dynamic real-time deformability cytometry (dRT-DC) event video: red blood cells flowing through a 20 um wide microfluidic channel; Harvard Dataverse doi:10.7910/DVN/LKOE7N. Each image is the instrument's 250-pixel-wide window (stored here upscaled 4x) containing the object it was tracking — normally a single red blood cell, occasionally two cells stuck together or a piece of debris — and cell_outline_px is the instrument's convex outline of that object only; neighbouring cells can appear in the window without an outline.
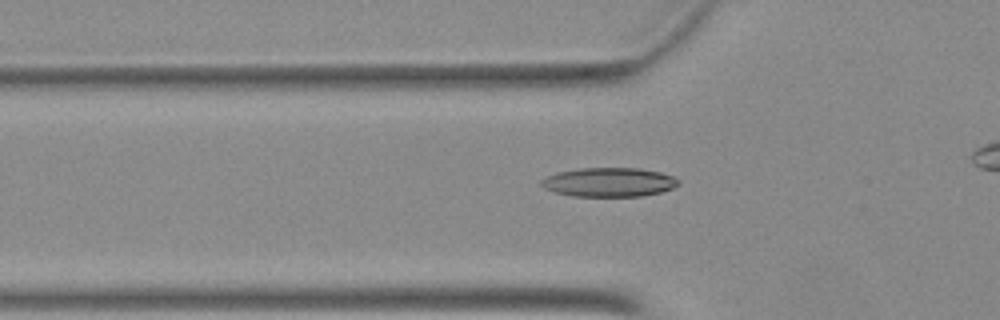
{"species": "Egyptian fruit bat (a non-hibernating species)", "species_latin": "Rousettus aegyptiacus", "temperature_condition": "warm", "stored_images_in_passage": 42, "camera_frame_rate_fps": 3000, "um_per_image_px": 0.085, "animal": {"sex": "female"}, "frame": {"image": 1, "passage_image": 17, "time_ms": 5.333, "image_size_px": [1000, 320], "cell_outline_px": [[680, 184], [672, 188], [660, 192], [644, 196], [572, 196], [556, 192], [544, 188], [540, 184], [540, 180], [556, 172], [580, 168], [640, 168], [660, 172], [672, 176], [680, 180]], "centroid_in_image_um": [51.77, 15.48], "position_along_channel_um": 74.0, "area_um2": 23.29}}
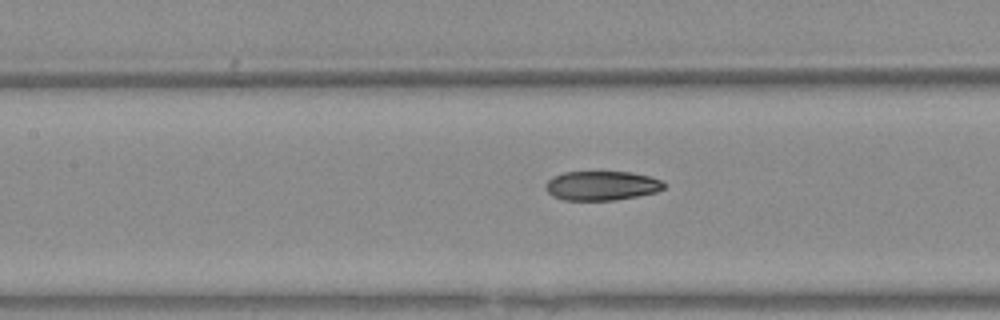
{"frame": {"image": 2, "passage_image": 23, "time_ms": 7.333, "image_size_px": [1000, 320], "cell_outline_px": [[664, 188], [656, 192], [616, 200], [564, 200], [552, 196], [544, 188], [544, 184], [552, 176], [564, 172], [632, 172], [648, 176], [660, 180], [664, 184]], "centroid_in_image_um": [51.09, 15.78], "position_along_channel_um": 156.3, "area_um2": 20.23}}
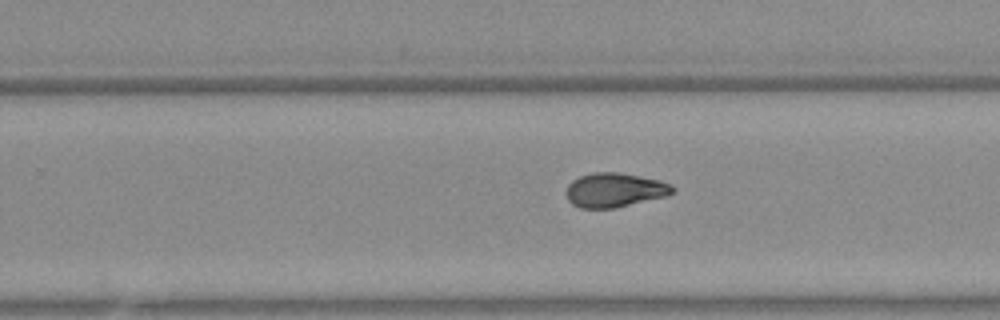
{"frame": {"image": 3, "passage_image": 32, "time_ms": 10.333, "image_size_px": [1000, 320], "cell_outline_px": [[676, 188], [668, 196], [616, 208], [580, 208], [572, 204], [568, 200], [564, 192], [568, 184], [572, 180], [580, 176], [592, 172], [620, 172], [660, 180], [672, 184]], "centroid_in_image_um": [52.24, 16.15], "position_along_channel_um": 277.6, "area_um2": 21.62}}